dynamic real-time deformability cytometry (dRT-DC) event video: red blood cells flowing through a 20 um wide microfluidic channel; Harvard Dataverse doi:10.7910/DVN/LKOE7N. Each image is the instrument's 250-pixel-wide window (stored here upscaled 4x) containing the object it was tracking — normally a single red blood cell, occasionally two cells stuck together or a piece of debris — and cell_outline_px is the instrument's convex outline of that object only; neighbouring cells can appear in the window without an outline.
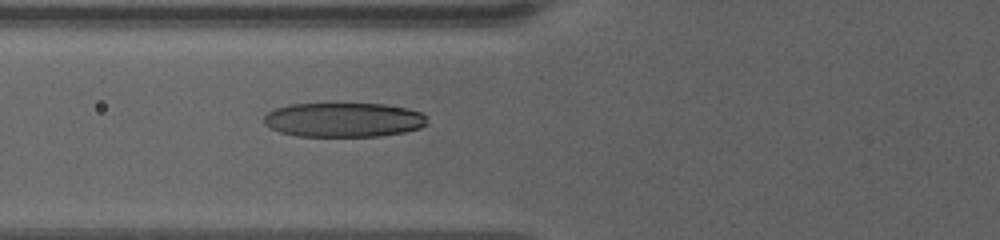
{"species": "human", "species_latin": "Homo sapiens", "temperature_condition": "warm", "stored_images_in_passage": 16, "camera_frame_rate_fps": 3000, "um_per_image_px": 0.085, "donor": {"sex": "female"}, "frame": {"image": 1, "passage_image": 16, "time_ms": 8.333, "image_size_px": [1000, 240], "cell_outline_px": [[428, 124], [420, 128], [404, 132], [380, 136], [296, 136], [280, 132], [264, 124], [264, 116], [268, 112], [276, 108], [288, 104], [384, 104], [408, 108], [424, 112], [428, 116]], "centroid_in_image_um": [29.27, 10.18], "position_along_channel_um": 96.5, "area_um2": 33.0}}